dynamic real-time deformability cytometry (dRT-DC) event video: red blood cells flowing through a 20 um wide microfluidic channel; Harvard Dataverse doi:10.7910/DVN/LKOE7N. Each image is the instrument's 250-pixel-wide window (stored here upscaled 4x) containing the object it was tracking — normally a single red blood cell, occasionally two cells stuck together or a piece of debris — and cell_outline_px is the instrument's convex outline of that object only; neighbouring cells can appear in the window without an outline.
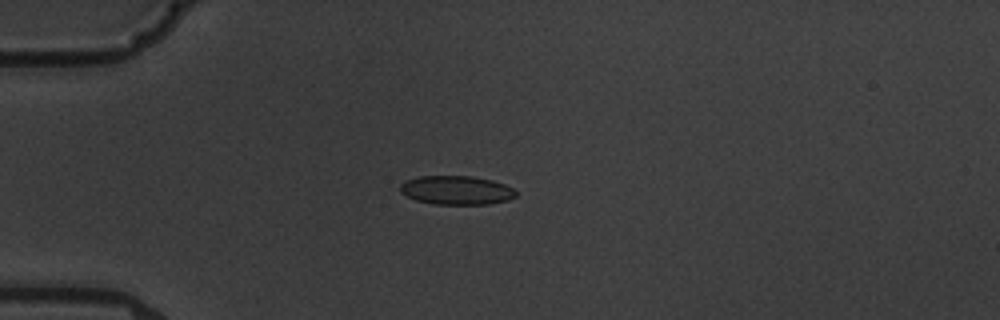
{"species": "common noctule bat (a hibernating species)", "species_latin": "Nyctalus noctula", "temperature_condition": "warm", "stored_images_in_passage": 10, "camera_frame_rate_fps": 3000, "um_per_image_px": 0.085, "animal": {"sex": "male", "body_mass_g": 19.5, "forearm_length_mm": 54.6}, "frame": {"image": 1, "passage_image": 1, "time_ms": 0.0, "image_size_px": [1000, 320], "cell_outline_px": [[516, 196], [508, 200], [488, 204], [432, 204], [416, 200], [400, 192], [400, 184], [408, 180], [420, 176], [472, 176], [492, 180], [504, 184], [512, 188], [516, 192]], "centroid_in_image_um": [38.8, 16.17], "position_along_channel_um": 46.2, "area_um2": 19.36}}
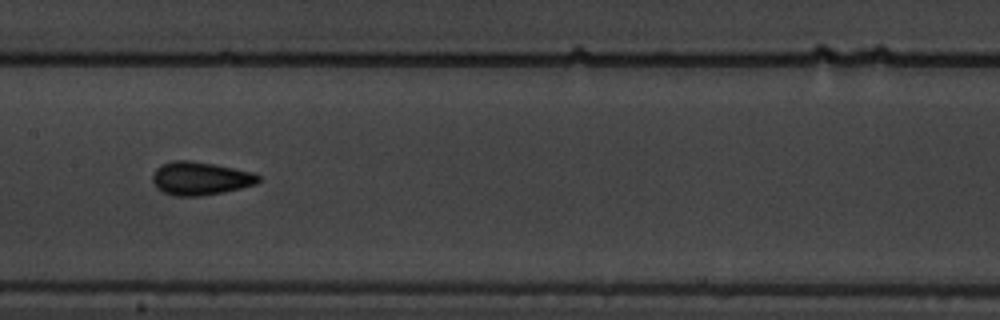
{"frame": {"image": 2, "passage_image": 5, "time_ms": 4.667, "image_size_px": [1000, 320], "cell_outline_px": [[260, 180], [256, 184], [240, 188], [200, 196], [176, 196], [164, 192], [156, 188], [152, 180], [152, 176], [156, 168], [160, 164], [172, 160], [192, 160], [216, 164], [252, 172], [260, 176]], "centroid_in_image_um": [16.99, 15.14], "position_along_channel_um": 190.4, "area_um2": 20.58}}
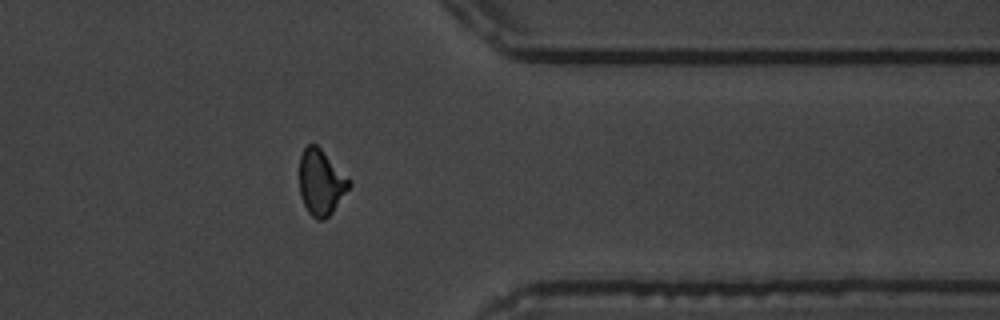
{"frame": {"image": 3, "passage_image": 10, "time_ms": 10.333, "image_size_px": [1000, 320], "cell_outline_px": [[352, 184], [332, 212], [324, 220], [316, 220], [308, 212], [300, 196], [300, 156], [304, 148], [308, 144], [316, 144], [352, 180]], "centroid_in_image_um": [27.3, 15.5], "position_along_channel_um": 384.1, "area_um2": 19.02}, "authors_computed_cell_mechanics": {"area_um2": 19.5653, "velocity_mm_per_s": 3.5842, "shape_relaxation_time_tau1_ms": 6.0799, "shape_relaxation_time_tau2_ms": 0.9237, "deformation_change_tau1": 0.1231, "deformation_change_tau2": 0.0329}}